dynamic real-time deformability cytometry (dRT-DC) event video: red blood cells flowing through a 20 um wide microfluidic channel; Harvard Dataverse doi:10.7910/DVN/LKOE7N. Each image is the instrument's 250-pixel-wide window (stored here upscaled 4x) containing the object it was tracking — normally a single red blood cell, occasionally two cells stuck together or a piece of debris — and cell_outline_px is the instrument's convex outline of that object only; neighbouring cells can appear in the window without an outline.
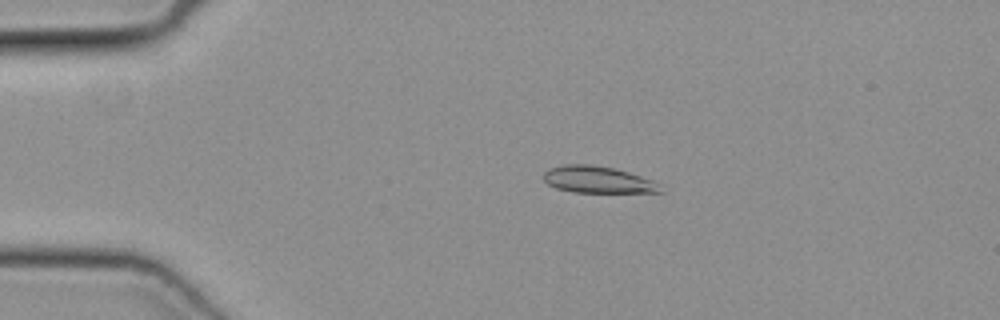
{"species": "common noctule bat (a hibernating species)", "species_latin": "Nyctalus noctula", "temperature_condition": "cold", "stored_images_in_passage": 40, "camera_frame_rate_fps": 3000, "um_per_image_px": 0.085, "animal": {"sex": "female", "body_mass_g": 19.3, "forearm_length_mm": 54.1}, "frame": {"image": 1, "passage_image": 1, "time_ms": 0.0, "image_size_px": [1000, 320], "cell_outline_px": [[664, 192], [572, 192], [556, 188], [548, 184], [544, 180], [544, 172], [552, 168], [564, 164], [592, 164], [616, 168], [652, 180], [660, 184]], "centroid_in_image_um": [50.82, 15.27], "position_along_channel_um": 34.2, "area_um2": 18.21}}
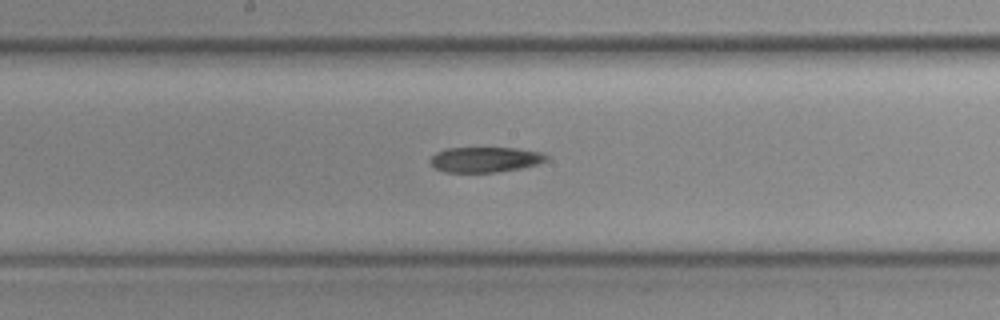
{"frame": {"image": 2, "passage_image": 17, "time_ms": 5.333, "image_size_px": [1000, 320], "cell_outline_px": [[548, 160], [536, 164], [520, 168], [496, 172], [444, 172], [436, 168], [428, 160], [436, 152], [444, 148], [516, 148], [544, 152], [548, 156]], "centroid_in_image_um": [41.24, 13.55], "position_along_channel_um": 207.0, "area_um2": 17.17}}
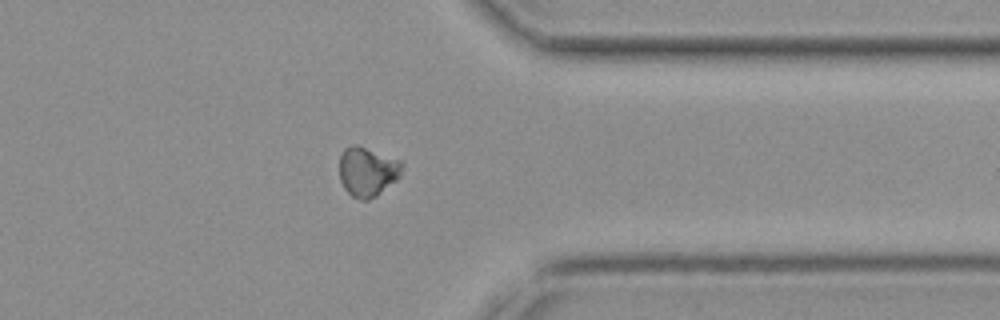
{"frame": {"image": 3, "passage_image": 30, "time_ms": 9.667, "image_size_px": [1000, 320], "cell_outline_px": [[404, 164], [400, 176], [396, 180], [376, 196], [368, 200], [360, 200], [352, 196], [344, 188], [340, 180], [340, 156], [344, 148], [352, 144], [356, 144], [400, 160]], "centroid_in_image_um": [31.23, 14.58], "position_along_channel_um": 380.2, "area_um2": 18.09}}